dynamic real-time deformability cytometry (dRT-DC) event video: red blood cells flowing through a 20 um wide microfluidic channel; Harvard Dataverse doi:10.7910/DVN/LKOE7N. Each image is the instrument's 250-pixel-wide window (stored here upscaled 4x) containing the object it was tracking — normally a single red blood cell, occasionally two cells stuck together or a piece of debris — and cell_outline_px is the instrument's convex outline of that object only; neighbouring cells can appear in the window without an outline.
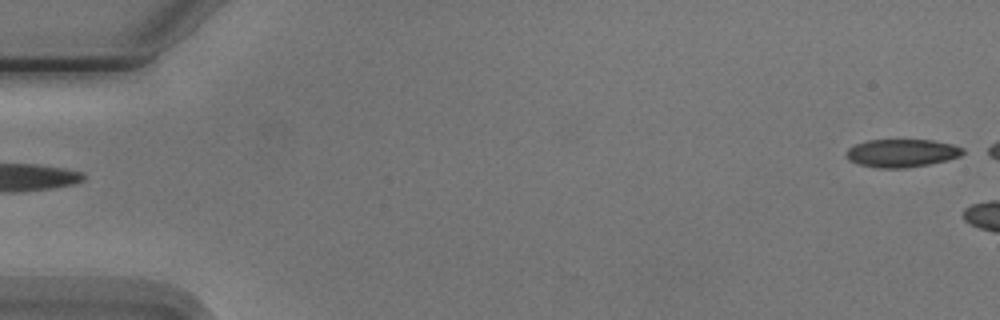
{"species": "Egyptian fruit bat (a non-hibernating species)", "species_latin": "Rousettus aegyptiacus", "temperature_condition": "cold", "stored_images_in_passage": 5, "segment_of_instrument_passage": [2, 2], "camera_frame_rate_fps": 3000, "um_per_image_px": 0.085, "animal": {"sex": "male"}, "frame": {"image": 1, "passage_image": 5, "time_ms": 5.667, "image_size_px": [1000, 320], "cell_outline_px": [[964, 152], [960, 156], [948, 160], [928, 164], [904, 168], [876, 168], [856, 164], [848, 160], [844, 156], [844, 152], [848, 148], [856, 144], [868, 140], [932, 140], [952, 144], [964, 148]], "centroid_in_image_um": [76.6, 13.02], "position_along_channel_um": 8.4, "area_um2": 19.25}}